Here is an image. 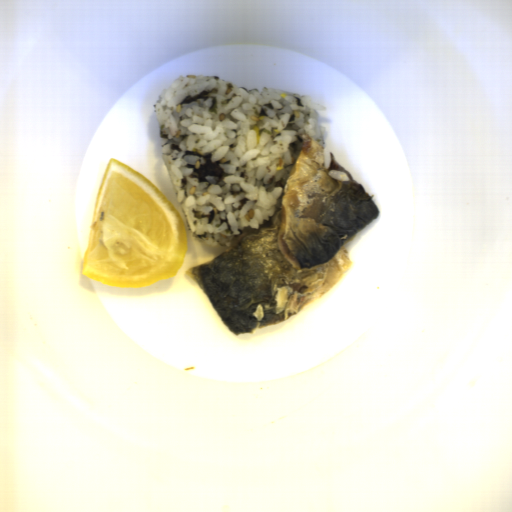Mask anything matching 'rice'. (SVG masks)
I'll return each mask as SVG.
<instances>
[{"label": "rice", "instance_id": "1", "mask_svg": "<svg viewBox=\"0 0 512 512\" xmlns=\"http://www.w3.org/2000/svg\"><path fill=\"white\" fill-rule=\"evenodd\" d=\"M153 109L184 220L212 248L269 225L306 139L326 148L325 105L292 91L190 74L165 86Z\"/></svg>", "mask_w": 512, "mask_h": 512}]
</instances>
